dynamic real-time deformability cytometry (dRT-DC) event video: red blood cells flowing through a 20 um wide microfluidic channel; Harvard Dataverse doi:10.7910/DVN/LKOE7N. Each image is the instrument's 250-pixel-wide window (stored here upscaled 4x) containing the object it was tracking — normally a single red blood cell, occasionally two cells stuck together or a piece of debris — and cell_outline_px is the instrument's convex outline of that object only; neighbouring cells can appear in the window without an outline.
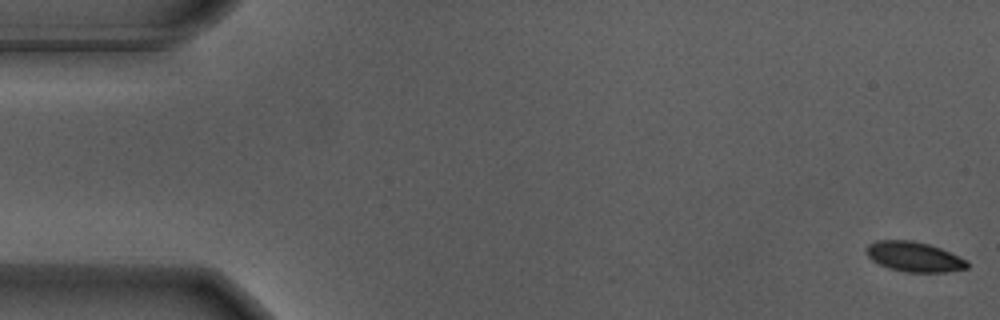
{"species": "Egyptian fruit bat (a non-hibernating species)", "species_latin": "Rousettus aegyptiacus", "temperature_condition": "warm", "stored_images_in_passage": 57, "camera_frame_rate_fps": 3000, "um_per_image_px": 0.085, "animal": {"sex": "male"}, "frame": {"image": 1, "passage_image": 1, "time_ms": 0.0, "image_size_px": [1000, 320], "cell_outline_px": [[968, 268], [948, 272], [904, 272], [888, 268], [872, 260], [868, 256], [864, 248], [868, 244], [876, 240], [912, 240], [928, 244], [940, 248], [964, 260], [968, 264]], "centroid_in_image_um": [77.63, 21.82], "position_along_channel_um": 7.4, "area_um2": 17.51}}
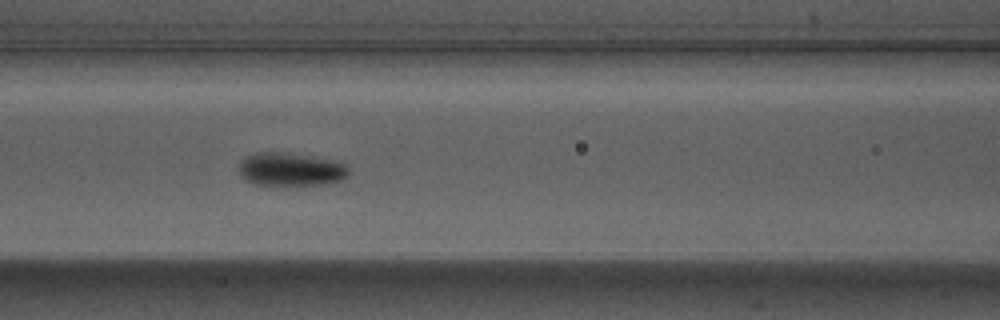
{"frame": {"image": 2, "passage_image": 24, "time_ms": 7.667, "image_size_px": [1000, 320], "cell_outline_px": [[352, 172], [344, 180], [320, 184], [280, 188], [252, 184], [244, 180], [240, 176], [240, 160], [244, 156], [256, 152], [276, 152], [332, 160], [344, 164]], "centroid_in_image_um": [24.66, 14.46], "position_along_channel_um": 141.9, "area_um2": 22.02}}
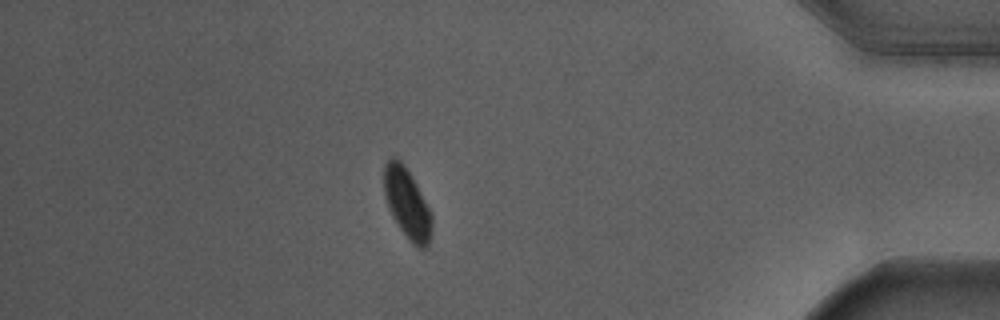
{"frame": {"image": 3, "passage_image": 49, "time_ms": 16.0, "image_size_px": [1000, 320], "cell_outline_px": [[432, 232], [428, 248], [416, 248], [408, 240], [392, 216], [388, 208], [384, 192], [384, 164], [392, 156], [396, 156], [404, 164], [416, 184], [432, 216]], "centroid_in_image_um": [34.6, 17.32], "position_along_channel_um": 400.6, "area_um2": 19.59}, "authors_computed_cell_mechanics": {"area_um2": 19.4786, "velocity_mm_per_s": 3.6544, "shape_relaxation_time_tau1_ms": 1.8678, "shape_relaxation_time_tau2_ms": null, "deformation_change_tau1": 0.0991, "deformation_change_tau2": null}}